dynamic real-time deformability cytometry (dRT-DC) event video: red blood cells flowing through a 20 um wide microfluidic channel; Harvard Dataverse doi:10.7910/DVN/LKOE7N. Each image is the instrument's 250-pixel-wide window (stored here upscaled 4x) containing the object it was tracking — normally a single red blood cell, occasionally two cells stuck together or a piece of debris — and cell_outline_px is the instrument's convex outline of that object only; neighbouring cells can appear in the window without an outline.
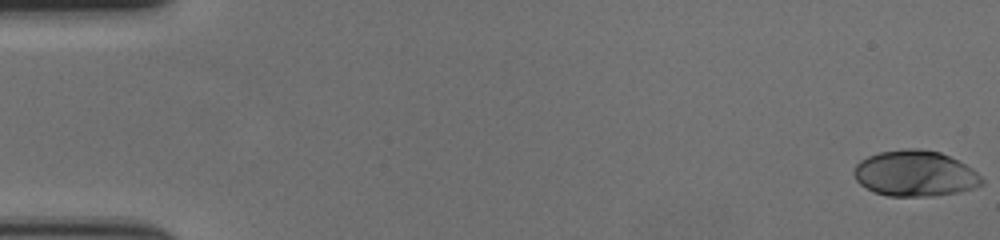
{"species": "human", "species_latin": "Homo sapiens", "temperature_condition": "cold", "stored_images_in_passage": 59, "camera_frame_rate_fps": 3000, "um_per_image_px": 0.085, "donor": {"sex": "female"}, "frame": {"image": 1, "passage_image": 1, "time_ms": 0.0, "image_size_px": [1000, 240], "cell_outline_px": [[984, 184], [976, 188], [960, 192], [932, 196], [888, 196], [872, 192], [860, 184], [856, 180], [852, 172], [856, 164], [860, 160], [868, 156], [880, 152], [904, 148], [920, 148], [940, 152], [972, 168], [984, 180]], "centroid_in_image_um": [77.77, 14.75], "position_along_channel_um": 7.2, "area_um2": 34.45}}
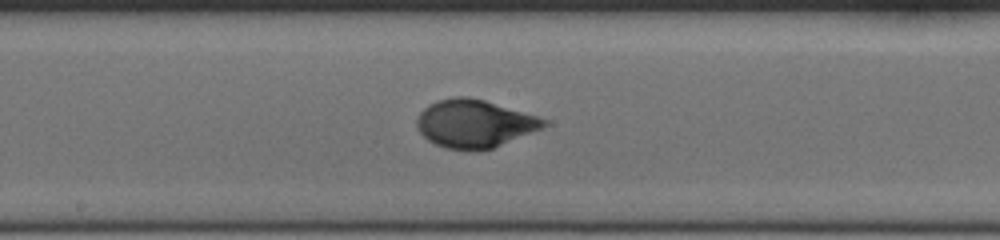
{"frame": {"image": 2, "passage_image": 32, "time_ms": 10.333, "image_size_px": [1000, 240], "cell_outline_px": [[548, 124], [540, 128], [492, 148], [472, 152], [468, 152], [444, 148], [428, 140], [416, 128], [416, 120], [420, 112], [428, 104], [436, 100], [456, 96], [468, 96], [484, 100], [536, 116], [548, 120]], "centroid_in_image_um": [40.25, 10.51], "position_along_channel_um": 207.9, "area_um2": 35.37}}
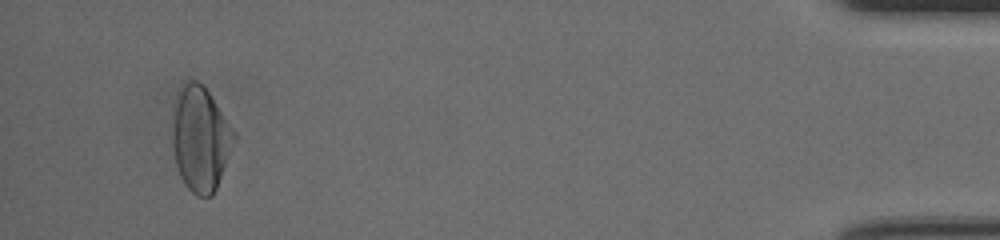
{"frame": {"image": 3, "passage_image": 56, "time_ms": 18.333, "image_size_px": [1000, 240], "cell_outline_px": [[236, 136], [216, 188], [212, 196], [196, 196], [184, 184], [180, 176], [176, 164], [172, 144], [172, 112], [176, 92], [184, 80], [196, 80], [208, 92], [236, 132]], "centroid_in_image_um": [16.99, 11.76], "position_along_channel_um": 418.2, "area_um2": 37.69}, "authors_computed_cell_mechanics": {"area_um2": 34.5066, "velocity_mm_per_s": 3.5477, "shape_relaxation_time_tau1_ms": 4.2033, "shape_relaxation_time_tau2_ms": null, "deformation_change_tau1": 0.1943, "deformation_change_tau2": null}}